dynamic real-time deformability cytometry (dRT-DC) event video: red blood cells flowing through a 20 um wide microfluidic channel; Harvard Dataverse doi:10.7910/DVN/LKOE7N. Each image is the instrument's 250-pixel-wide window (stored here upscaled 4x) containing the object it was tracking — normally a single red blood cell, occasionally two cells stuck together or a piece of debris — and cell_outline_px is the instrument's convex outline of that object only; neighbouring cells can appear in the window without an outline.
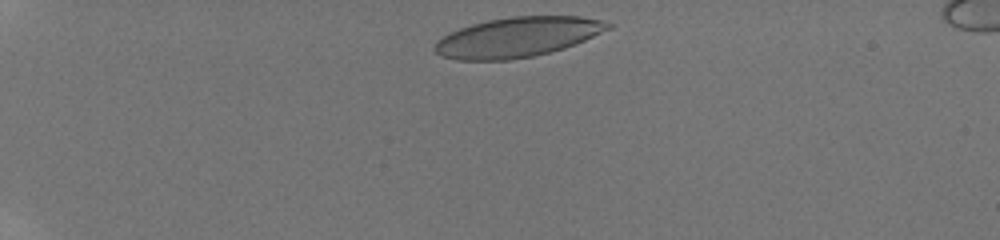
{"species": "human", "species_latin": "Homo sapiens", "temperature_condition": "room temperature", "stored_images_in_passage": 38, "camera_frame_rate_fps": 3000, "um_per_image_px": 0.085, "donor": {"sex": "male"}, "frame": {"image": 1, "passage_image": 1, "time_ms": 0.0, "image_size_px": [1000, 240], "cell_outline_px": [[612, 28], [576, 44], [564, 48], [532, 56], [508, 60], [456, 60], [440, 56], [436, 52], [436, 44], [444, 36], [460, 28], [472, 24], [488, 20], [512, 16], [580, 16], [600, 20], [612, 24]], "centroid_in_image_um": [44.02, 3.15], "position_along_channel_um": 41.0, "area_um2": 39.94}}
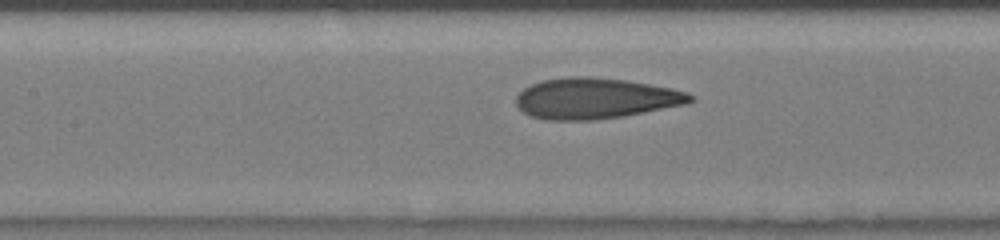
{"frame": {"image": 2, "passage_image": 10, "time_ms": 4.667, "image_size_px": [1000, 240], "cell_outline_px": [[696, 100], [688, 104], [624, 116], [592, 120], [548, 120], [532, 116], [524, 112], [516, 104], [516, 96], [524, 88], [532, 84], [544, 80], [568, 76], [588, 76], [624, 80], [672, 88], [688, 92]], "centroid_in_image_um": [50.64, 8.36], "position_along_channel_um": 156.8, "area_um2": 41.38}}
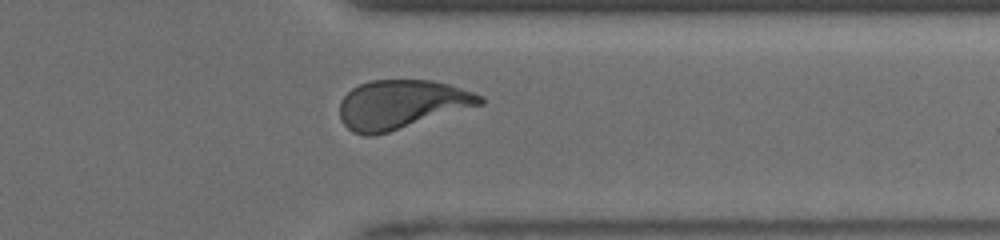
{"frame": {"image": 3, "passage_image": 28, "time_ms": 10.0, "image_size_px": [1000, 240], "cell_outline_px": [[484, 104], [388, 132], [372, 136], [364, 136], [352, 132], [340, 120], [340, 100], [352, 88], [360, 84], [372, 80], [432, 80], [448, 84], [484, 96]], "centroid_in_image_um": [34.11, 8.88], "position_along_channel_um": 377.3, "area_um2": 39.94}, "authors_computed_cell_mechanics": {"area_um2": 40.3733, "velocity_mm_per_s": 4.1408, "shape_relaxation_time_tau1_ms": 3.6489, "shape_relaxation_time_tau2_ms": 0.8367, "deformation_change_tau1": 0.1733, "deformation_change_tau2": 0.0609}}